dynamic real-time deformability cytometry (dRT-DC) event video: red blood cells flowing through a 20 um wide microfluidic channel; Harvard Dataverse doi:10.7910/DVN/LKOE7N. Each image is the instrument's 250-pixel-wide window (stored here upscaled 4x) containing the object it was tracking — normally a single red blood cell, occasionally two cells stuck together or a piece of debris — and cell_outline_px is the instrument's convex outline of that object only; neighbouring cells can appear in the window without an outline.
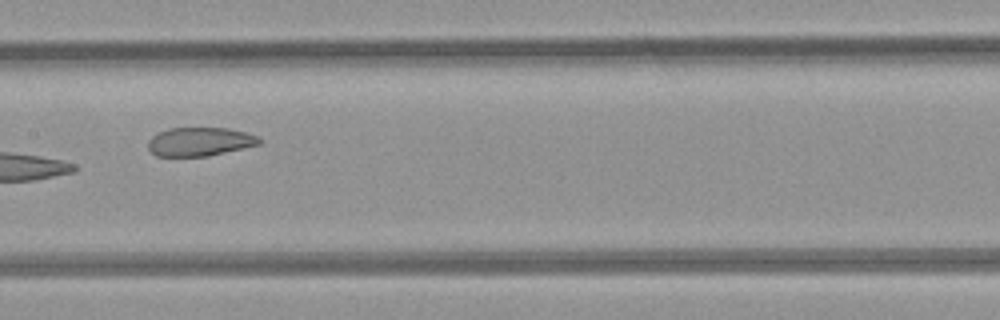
{"species": "common noctule bat (a hibernating species)", "species_latin": "Nyctalus noctula", "temperature_condition": "room temperature", "stored_images_in_passage": 8, "camera_frame_rate_fps": 3000, "um_per_image_px": 0.085, "animal": {"sex": "female", "body_mass_g": 21.9}, "frame": {"image": 1, "passage_image": 8, "time_ms": 8.0, "image_size_px": [1000, 320], "cell_outline_px": [[264, 140], [260, 144], [208, 156], [156, 156], [148, 148], [148, 140], [152, 136], [168, 128], [228, 128], [260, 136]], "centroid_in_image_um": [17.01, 12.04], "position_along_channel_um": 190.4, "area_um2": 18.61}}